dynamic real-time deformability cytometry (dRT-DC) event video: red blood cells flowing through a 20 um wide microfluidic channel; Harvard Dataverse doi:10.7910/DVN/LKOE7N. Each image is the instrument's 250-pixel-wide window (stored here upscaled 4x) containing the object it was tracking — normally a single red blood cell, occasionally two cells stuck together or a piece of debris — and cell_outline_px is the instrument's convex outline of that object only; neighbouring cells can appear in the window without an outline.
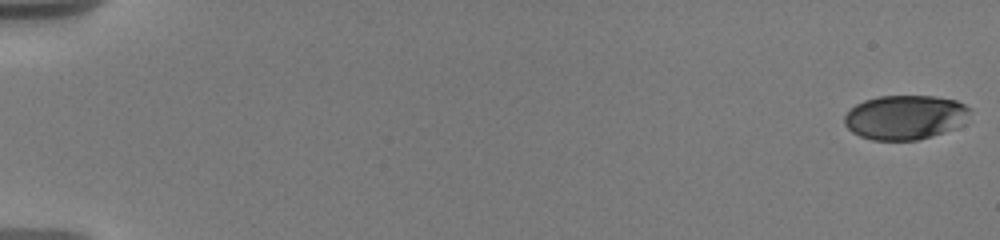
{"species": "human", "species_latin": "Homo sapiens", "temperature_condition": "warm", "stored_images_in_passage": 33, "camera_frame_rate_fps": 3000, "um_per_image_px": 0.085, "donor": {"sex": "male"}, "frame": {"image": 1, "passage_image": 1, "time_ms": 0.0, "image_size_px": [1000, 240], "cell_outline_px": [[968, 112], [964, 124], [956, 128], [932, 136], [916, 140], [872, 140], [860, 136], [852, 132], [844, 124], [844, 116], [856, 104], [864, 100], [880, 96], [936, 96], [956, 100], [964, 104], [968, 108]], "centroid_in_image_um": [76.93, 9.97], "position_along_channel_um": 8.1, "area_um2": 32.43}}
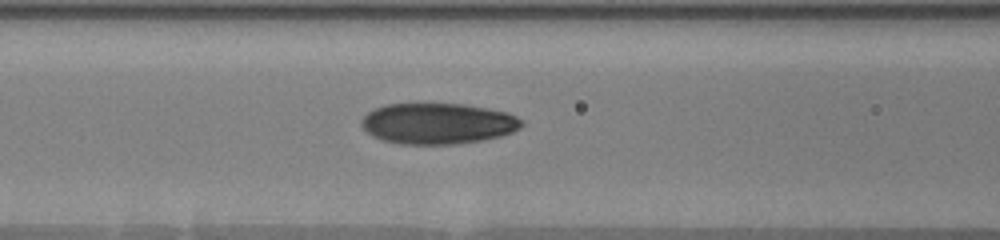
{"frame": {"image": 2, "passage_image": 24, "time_ms": 8.333, "image_size_px": [1000, 240], "cell_outline_px": [[524, 124], [520, 128], [512, 132], [500, 136], [484, 140], [456, 144], [400, 144], [384, 140], [372, 136], [360, 124], [360, 120], [368, 112], [384, 104], [464, 104], [488, 108], [508, 112], [516, 116]], "centroid_in_image_um": [37.22, 10.5], "position_along_channel_um": 129.4, "area_um2": 38.26}}
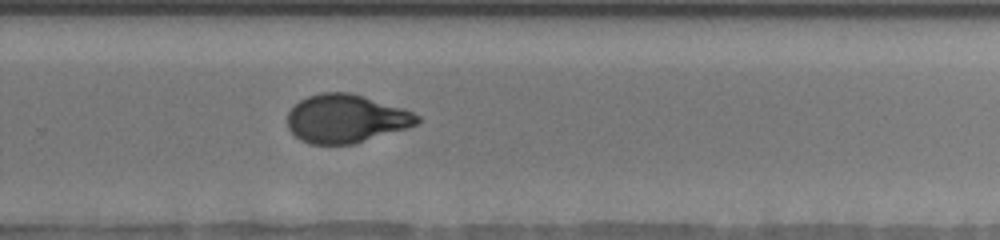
{"frame": {"image": 3, "passage_image": 33, "time_ms": 13.0, "image_size_px": [1000, 240], "cell_outline_px": [[420, 120], [416, 124], [408, 128], [356, 144], [308, 144], [300, 140], [288, 128], [288, 112], [300, 100], [308, 96], [320, 92], [348, 92], [364, 96], [404, 108], [420, 116]], "centroid_in_image_um": [29.42, 10.09], "position_along_channel_um": 300.4, "area_um2": 36.76}}